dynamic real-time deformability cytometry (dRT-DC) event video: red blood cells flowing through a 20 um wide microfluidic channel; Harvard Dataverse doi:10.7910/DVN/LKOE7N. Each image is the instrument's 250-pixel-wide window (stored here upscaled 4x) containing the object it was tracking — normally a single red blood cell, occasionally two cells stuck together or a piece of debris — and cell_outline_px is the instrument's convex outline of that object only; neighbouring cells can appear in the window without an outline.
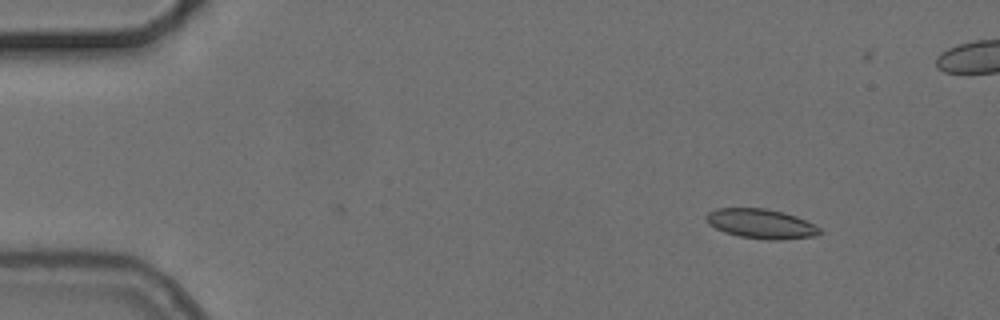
{"species": "common noctule bat (a hibernating species)", "species_latin": "Nyctalus noctula", "temperature_condition": "cold", "stored_images_in_passage": 11, "camera_frame_rate_fps": 3000, "um_per_image_px": 0.085, "animal": {"sex": "female", "body_mass_g": 24.6, "forearm_length_mm": 56.2}, "frame": {"image": 1, "passage_image": 1, "time_ms": 0.0, "image_size_px": [1000, 320], "cell_outline_px": [[820, 232], [816, 236], [780, 240], [768, 240], [740, 236], [724, 232], [708, 224], [704, 216], [708, 212], [716, 208], [764, 208], [784, 212], [796, 216], [820, 228]], "centroid_in_image_um": [64.65, 19.01], "position_along_channel_um": 20.3, "area_um2": 19.54}}